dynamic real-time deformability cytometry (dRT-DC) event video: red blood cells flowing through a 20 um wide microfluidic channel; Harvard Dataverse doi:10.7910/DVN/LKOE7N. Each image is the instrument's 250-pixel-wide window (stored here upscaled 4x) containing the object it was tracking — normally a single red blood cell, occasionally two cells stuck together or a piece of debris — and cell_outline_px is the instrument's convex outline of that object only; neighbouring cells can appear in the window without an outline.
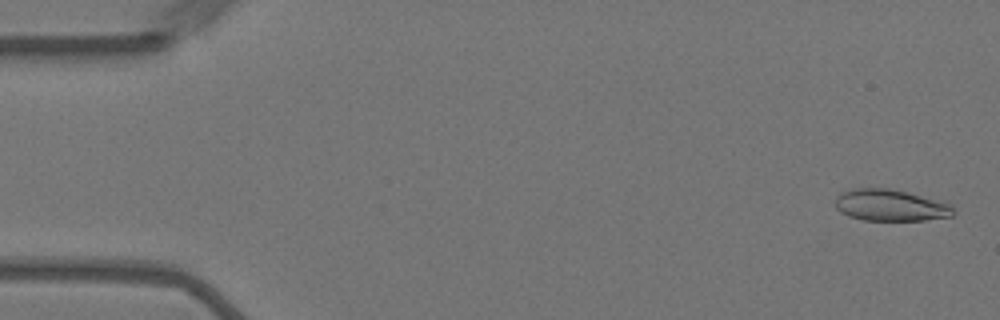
{"species": "Egyptian fruit bat (a non-hibernating species)", "species_latin": "Rousettus aegyptiacus", "temperature_condition": "warm", "stored_images_in_passage": 56, "camera_frame_rate_fps": 3000, "um_per_image_px": 0.085, "animal": {"sex": "female"}, "frame": {"image": 1, "passage_image": 2, "time_ms": 0.333, "image_size_px": [1000, 320], "cell_outline_px": [[956, 212], [952, 216], [924, 220], [864, 220], [848, 216], [840, 212], [836, 208], [836, 196], [840, 192], [852, 188], [888, 188], [908, 192], [944, 200], [952, 204]], "centroid_in_image_um": [75.73, 17.43], "position_along_channel_um": 9.3, "area_um2": 22.2}}
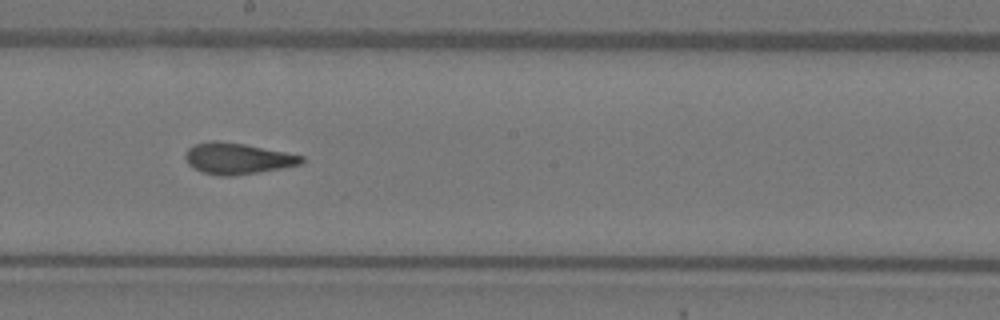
{"frame": {"image": 2, "passage_image": 31, "time_ms": 10.0, "image_size_px": [1000, 320], "cell_outline_px": [[304, 160], [300, 164], [260, 172], [232, 176], [220, 176], [204, 172], [188, 164], [184, 156], [188, 148], [196, 144], [208, 140], [216, 140], [244, 144], [304, 156]], "centroid_in_image_um": [20.16, 13.47], "position_along_channel_um": 228.0, "area_um2": 20.87}}
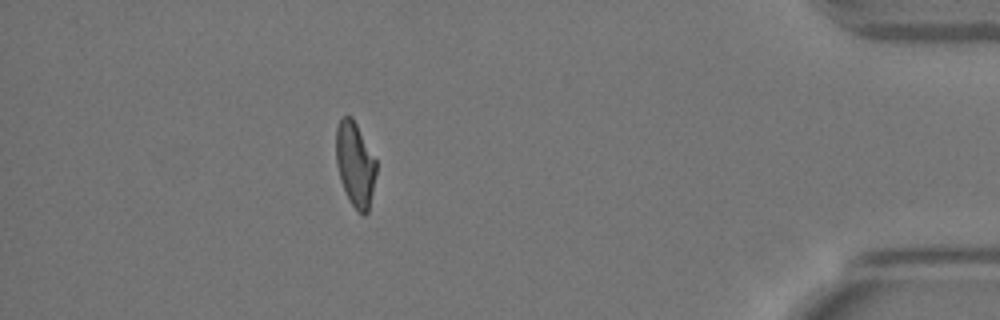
{"frame": {"image": 3, "passage_image": 50, "time_ms": 16.333, "image_size_px": [1000, 320], "cell_outline_px": [[376, 172], [368, 212], [364, 216], [352, 204], [340, 180], [336, 164], [336, 128], [340, 120], [344, 116], [352, 116], [376, 160]], "centroid_in_image_um": [30.18, 13.94], "position_along_channel_um": 405.0, "area_um2": 19.48}, "authors_computed_cell_mechanics": {"area_um2": 21.2126, "velocity_mm_per_s": 3.5927, "shape_relaxation_time_tau1_ms": null, "shape_relaxation_time_tau2_ms": 2.1757, "deformation_change_tau1": null, "deformation_change_tau2": 0.0932}}